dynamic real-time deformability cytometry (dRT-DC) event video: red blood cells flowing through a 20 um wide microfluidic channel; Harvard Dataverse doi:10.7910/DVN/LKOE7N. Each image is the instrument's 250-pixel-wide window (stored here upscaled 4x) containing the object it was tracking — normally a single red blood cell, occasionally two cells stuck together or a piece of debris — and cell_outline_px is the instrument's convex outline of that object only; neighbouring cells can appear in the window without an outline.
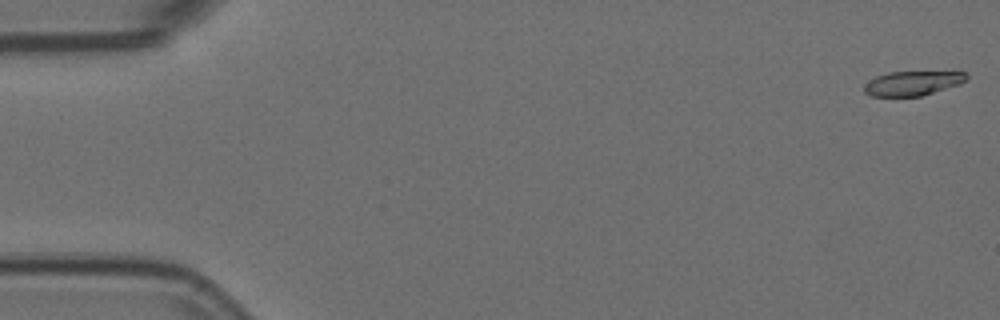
{"species": "Egyptian fruit bat (a non-hibernating species)", "species_latin": "Rousettus aegyptiacus", "temperature_condition": "room temperature", "stored_images_in_passage": 57, "camera_frame_rate_fps": 3000, "um_per_image_px": 0.085, "animal": {"sex": "female"}, "frame": {"image": 1, "passage_image": 1, "time_ms": 0.0, "image_size_px": [1000, 320], "cell_outline_px": [[968, 80], [960, 84], [920, 96], [872, 96], [864, 92], [864, 84], [876, 76], [888, 72], [964, 72], [968, 76]], "centroid_in_image_um": [77.56, 7.07], "position_along_channel_um": 7.4, "area_um2": 14.45}}
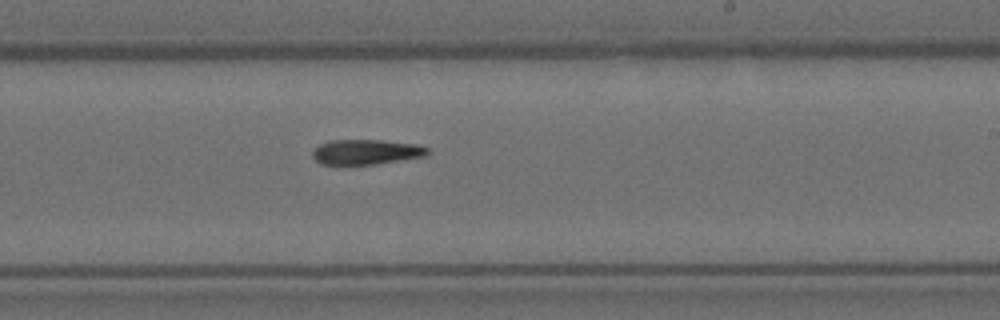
{"frame": {"image": 2, "passage_image": 34, "time_ms": 11.0, "image_size_px": [1000, 320], "cell_outline_px": [[428, 152], [424, 156], [376, 164], [320, 164], [312, 156], [312, 152], [320, 144], [328, 140], [380, 140], [416, 144], [428, 148]], "centroid_in_image_um": [31.09, 12.91], "position_along_channel_um": 257.9, "area_um2": 16.59}}
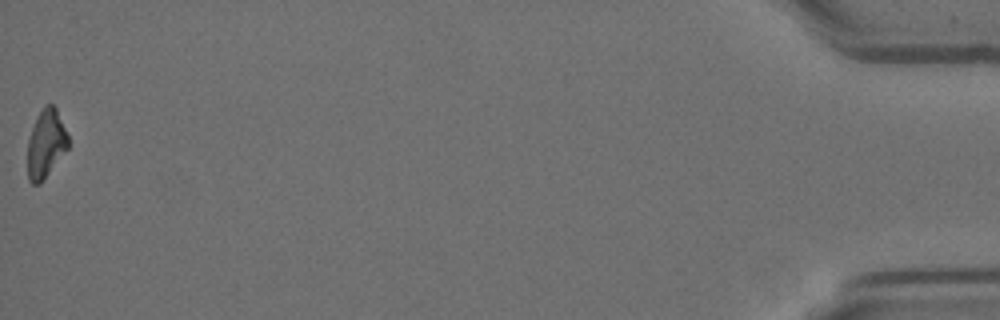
{"frame": {"image": 3, "passage_image": 57, "time_ms": 18.667, "image_size_px": [1000, 320], "cell_outline_px": [[68, 148], [40, 184], [32, 184], [28, 180], [28, 140], [36, 116], [44, 104], [52, 104], [56, 108], [68, 136]], "centroid_in_image_um": [3.89, 12.21], "position_along_channel_um": 431.3, "area_um2": 16.07}}